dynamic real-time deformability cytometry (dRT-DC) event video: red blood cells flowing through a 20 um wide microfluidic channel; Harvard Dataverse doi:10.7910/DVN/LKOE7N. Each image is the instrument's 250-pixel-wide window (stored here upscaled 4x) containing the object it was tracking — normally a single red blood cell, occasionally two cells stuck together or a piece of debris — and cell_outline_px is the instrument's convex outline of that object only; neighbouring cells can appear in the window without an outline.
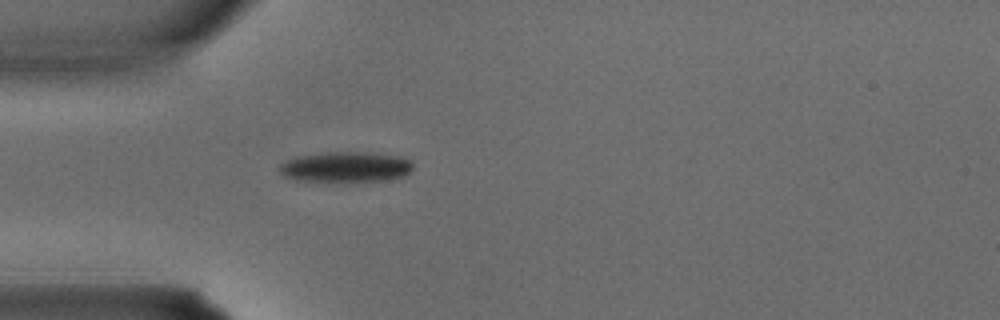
{"species": "common noctule bat (a hibernating species)", "species_latin": "Nyctalus noctula", "temperature_condition": "warm", "stored_images_in_passage": 1, "camera_frame_rate_fps": 3000, "um_per_image_px": 0.085, "animal": {"sex": "male", "body_mass_g": 15.6}, "frame": {"image": 1, "passage_image": 1, "time_ms": 0.0, "image_size_px": [1000, 320], "cell_outline_px": [[412, 172], [404, 176], [384, 180], [344, 184], [336, 184], [296, 180], [284, 176], [276, 168], [284, 160], [296, 156], [328, 152], [368, 152], [400, 156], [412, 160]], "centroid_in_image_um": [29.35, 14.23], "position_along_channel_um": 55.6, "area_um2": 24.97}}